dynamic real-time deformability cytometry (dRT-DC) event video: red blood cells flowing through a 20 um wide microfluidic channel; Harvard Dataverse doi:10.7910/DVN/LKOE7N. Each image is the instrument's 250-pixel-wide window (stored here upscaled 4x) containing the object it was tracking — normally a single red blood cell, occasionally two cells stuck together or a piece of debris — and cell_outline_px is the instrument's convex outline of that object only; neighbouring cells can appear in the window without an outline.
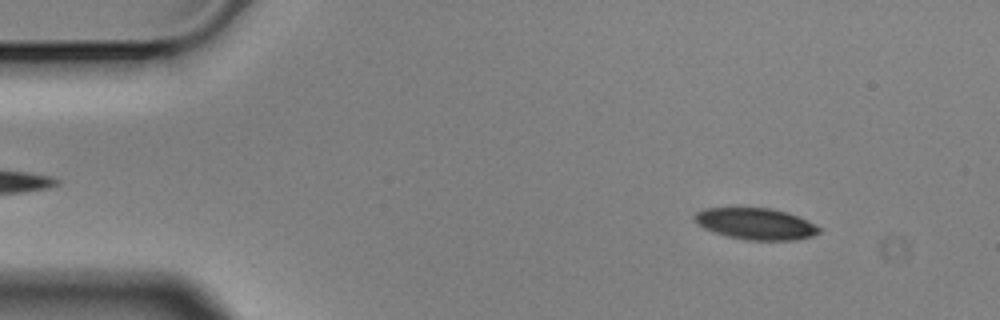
{"species": "Egyptian fruit bat (a non-hibernating species)", "species_latin": "Rousettus aegyptiacus", "temperature_condition": "cold", "stored_images_in_passage": 4, "camera_frame_rate_fps": 3000, "um_per_image_px": 0.085, "animal": {"sex": "male"}, "frame": {"image": 1, "passage_image": 1, "time_ms": 0.0, "image_size_px": [1000, 320], "cell_outline_px": [[820, 232], [812, 236], [796, 240], [748, 240], [728, 236], [704, 228], [692, 216], [696, 212], [704, 208], [768, 208], [784, 212], [796, 216], [820, 228]], "centroid_in_image_um": [64.21, 19.03], "position_along_channel_um": 20.8, "area_um2": 22.31}}